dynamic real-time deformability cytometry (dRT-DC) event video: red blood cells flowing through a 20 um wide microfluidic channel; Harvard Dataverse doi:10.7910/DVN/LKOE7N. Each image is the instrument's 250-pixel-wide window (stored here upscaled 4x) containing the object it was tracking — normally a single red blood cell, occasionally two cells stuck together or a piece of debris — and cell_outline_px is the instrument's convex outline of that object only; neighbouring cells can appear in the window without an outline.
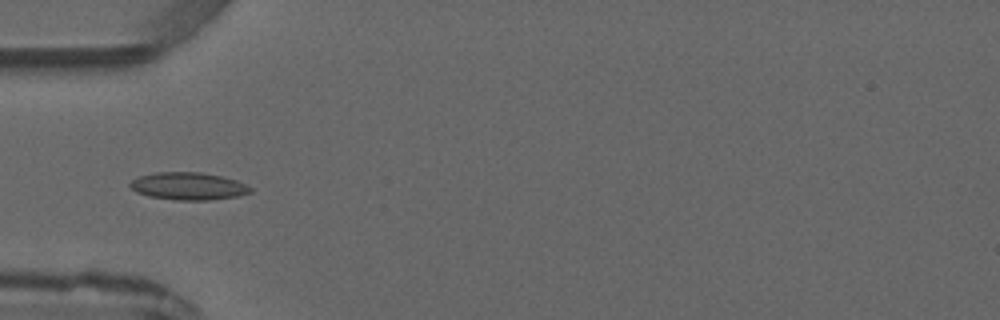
{"species": "common noctule bat (a hibernating species)", "species_latin": "Nyctalus noctula", "temperature_condition": "warm", "stored_images_in_passage": 5, "camera_frame_rate_fps": 3000, "um_per_image_px": 0.085, "animal": {"sex": "male", "forearm_length_mm": 52.5}, "frame": {"image": 1, "passage_image": 5, "time_ms": 4.667, "image_size_px": [1000, 320], "cell_outline_px": [[252, 192], [236, 196], [208, 200], [176, 200], [148, 196], [136, 192], [128, 184], [132, 180], [140, 176], [156, 172], [200, 172], [220, 176], [236, 180], [252, 188]], "centroid_in_image_um": [15.99, 15.82], "position_along_channel_um": 69.0, "area_um2": 19.13}}